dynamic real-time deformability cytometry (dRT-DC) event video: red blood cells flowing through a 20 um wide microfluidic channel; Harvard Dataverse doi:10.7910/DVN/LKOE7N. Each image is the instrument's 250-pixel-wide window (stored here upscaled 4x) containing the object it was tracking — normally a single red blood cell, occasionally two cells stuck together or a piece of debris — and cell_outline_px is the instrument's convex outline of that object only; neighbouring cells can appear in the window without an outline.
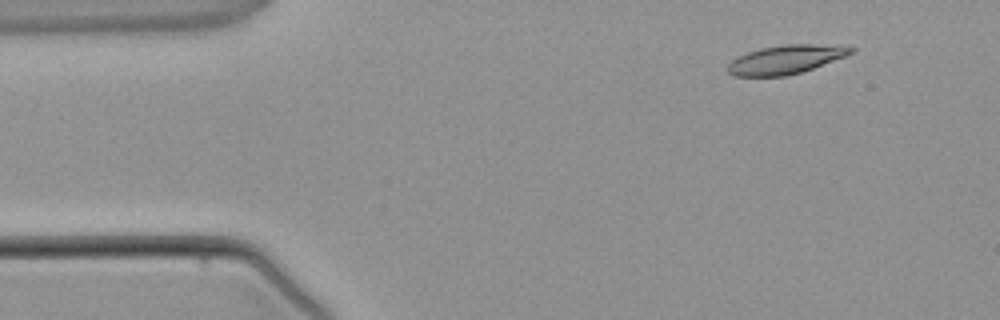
{"species": "common noctule bat (a hibernating species)", "species_latin": "Nyctalus noctula", "temperature_condition": "warm", "stored_images_in_passage": 3, "camera_frame_rate_fps": 3000, "um_per_image_px": 0.085, "animal": {"sex": "male", "body_mass_g": 21.5, "forearm_length_mm": 52.0}, "frame": {"image": 1, "passage_image": 1, "time_ms": 0.0, "image_size_px": [1000, 320], "cell_outline_px": [[856, 52], [804, 72], [784, 76], [736, 76], [728, 72], [728, 64], [732, 60], [748, 52], [760, 48], [784, 44], [840, 44], [856, 48]], "centroid_in_image_um": [66.89, 5.04], "position_along_channel_um": 18.1, "area_um2": 20.92}}
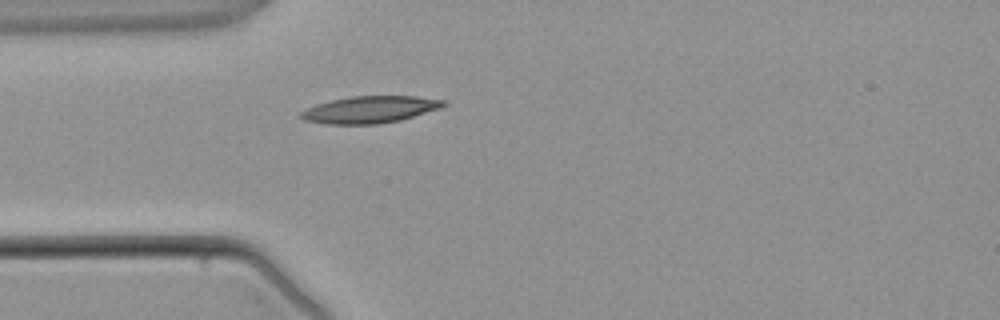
{"frame": {"image": 2, "passage_image": 3, "time_ms": 2.333, "image_size_px": [1000, 320], "cell_outline_px": [[448, 104], [440, 108], [400, 120], [376, 124], [328, 124], [304, 120], [300, 116], [300, 112], [316, 104], [348, 96], [416, 96], [448, 100]], "centroid_in_image_um": [31.48, 9.3], "position_along_channel_um": 53.5, "area_um2": 22.37}}